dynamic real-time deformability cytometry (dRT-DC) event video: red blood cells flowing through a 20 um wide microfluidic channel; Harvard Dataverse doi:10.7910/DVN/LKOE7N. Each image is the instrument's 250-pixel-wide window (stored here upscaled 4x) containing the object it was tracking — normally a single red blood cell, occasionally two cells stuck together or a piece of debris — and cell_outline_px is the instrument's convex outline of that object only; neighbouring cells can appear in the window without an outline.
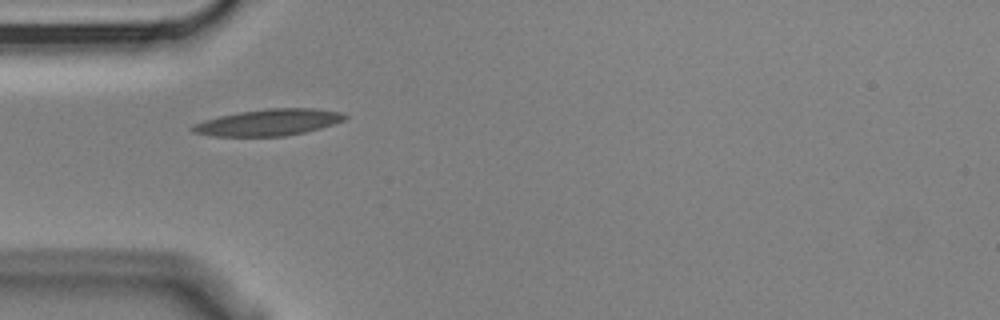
{"species": "Egyptian fruit bat (a non-hibernating species)", "species_latin": "Rousettus aegyptiacus", "temperature_condition": "cold", "stored_images_in_passage": 4, "camera_frame_rate_fps": 3000, "um_per_image_px": 0.085, "animal": {"sex": "male"}, "frame": {"image": 1, "passage_image": 1, "time_ms": 0.0, "image_size_px": [1000, 320], "cell_outline_px": [[348, 116], [344, 120], [320, 128], [304, 132], [284, 136], [212, 136], [192, 132], [188, 128], [192, 124], [204, 120], [220, 116], [240, 112], [268, 108], [312, 108], [340, 112]], "centroid_in_image_um": [22.77, 10.4], "position_along_channel_um": 62.2, "area_um2": 23.41}}
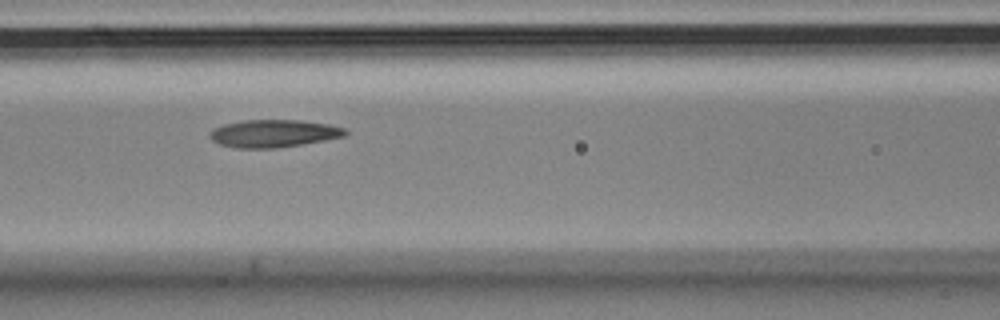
{"frame": {"image": 2, "passage_image": 3, "time_ms": 0.667, "image_size_px": [1000, 320], "cell_outline_px": [[348, 132], [344, 136], [324, 140], [276, 148], [236, 148], [220, 144], [212, 140], [208, 136], [208, 132], [212, 128], [224, 124], [244, 120], [300, 120], [328, 124], [348, 128]], "centroid_in_image_um": [23.23, 11.33], "position_along_channel_um": 143.4, "area_um2": 21.85}}
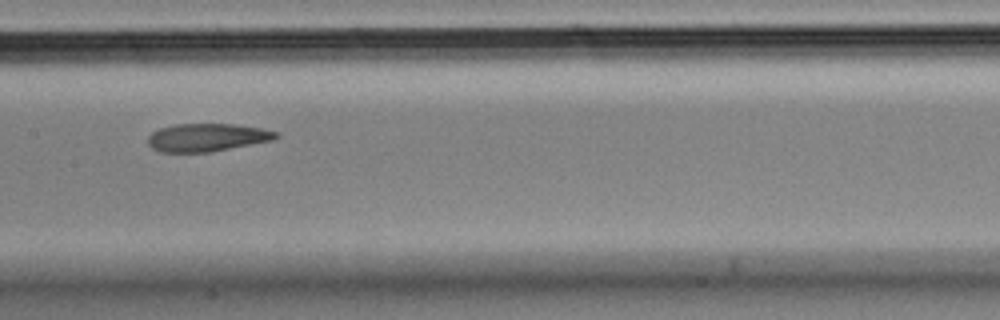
{"frame": {"image": 3, "passage_image": 4, "time_ms": 1.0, "image_size_px": [1000, 320], "cell_outline_px": [[280, 136], [272, 140], [212, 152], [160, 152], [152, 148], [148, 144], [148, 136], [152, 132], [160, 128], [176, 124], [232, 124], [260, 128], [280, 132]], "centroid_in_image_um": [17.6, 11.68], "position_along_channel_um": 189.8, "area_um2": 20.87}}